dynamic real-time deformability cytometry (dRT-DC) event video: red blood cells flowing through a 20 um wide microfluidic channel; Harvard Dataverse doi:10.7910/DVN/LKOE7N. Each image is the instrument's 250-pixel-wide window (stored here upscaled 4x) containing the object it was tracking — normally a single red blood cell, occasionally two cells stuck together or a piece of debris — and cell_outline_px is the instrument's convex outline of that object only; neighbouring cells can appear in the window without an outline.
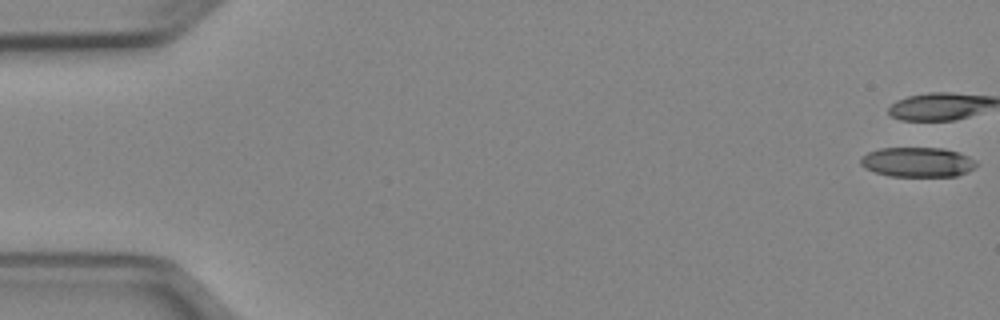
{"species": "Egyptian fruit bat (a non-hibernating species)", "species_latin": "Rousettus aegyptiacus", "temperature_condition": "cold", "stored_images_in_passage": 17, "camera_frame_rate_fps": 3000, "um_per_image_px": 0.085, "animal": {"sex": "female"}, "frame": {"image": 1, "passage_image": 1, "time_ms": 0.0, "image_size_px": [1000, 320], "cell_outline_px": [[976, 164], [968, 172], [956, 176], [888, 176], [864, 168], [860, 164], [860, 156], [868, 152], [880, 148], [944, 148], [968, 156], [976, 160]], "centroid_in_image_um": [77.95, 13.78], "position_along_channel_um": 7.0, "area_um2": 20.06}}